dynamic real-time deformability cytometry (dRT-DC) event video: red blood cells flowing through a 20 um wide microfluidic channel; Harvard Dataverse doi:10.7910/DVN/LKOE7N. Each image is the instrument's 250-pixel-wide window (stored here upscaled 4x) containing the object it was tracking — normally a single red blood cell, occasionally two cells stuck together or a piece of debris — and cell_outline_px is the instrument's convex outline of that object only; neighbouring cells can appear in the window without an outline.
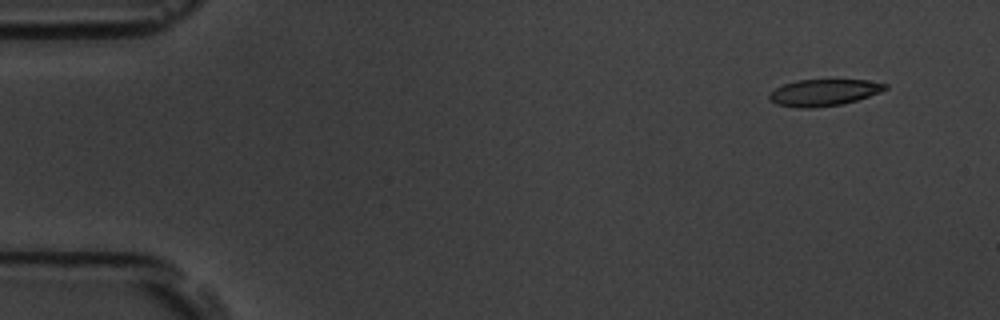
{"species": "common noctule bat (a hibernating species)", "species_latin": "Nyctalus noctula", "temperature_condition": "room temperature", "stored_images_in_passage": 16, "camera_frame_rate_fps": 3000, "um_per_image_px": 0.085, "animal": {"sex": "male", "body_mass_g": 19.5, "forearm_length_mm": 54.6}, "frame": {"image": 1, "passage_image": 2, "time_ms": 1.0, "image_size_px": [1000, 320], "cell_outline_px": [[888, 88], [880, 92], [844, 104], [812, 108], [800, 108], [776, 104], [768, 96], [768, 92], [784, 84], [796, 80], [868, 80], [888, 84]], "centroid_in_image_um": [70.02, 7.86], "position_along_channel_um": 15.0, "area_um2": 17.98}}
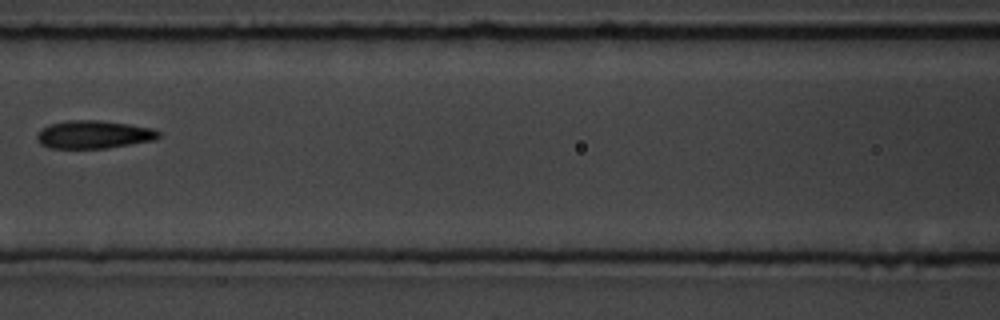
{"frame": {"image": 2, "passage_image": 8, "time_ms": 8.0, "image_size_px": [1000, 320], "cell_outline_px": [[160, 136], [156, 140], [108, 148], [48, 148], [40, 144], [36, 140], [36, 136], [40, 128], [48, 124], [68, 120], [100, 120], [128, 124], [152, 128], [160, 132]], "centroid_in_image_um": [7.93, 11.43], "position_along_channel_um": 158.7, "area_um2": 20.11}}
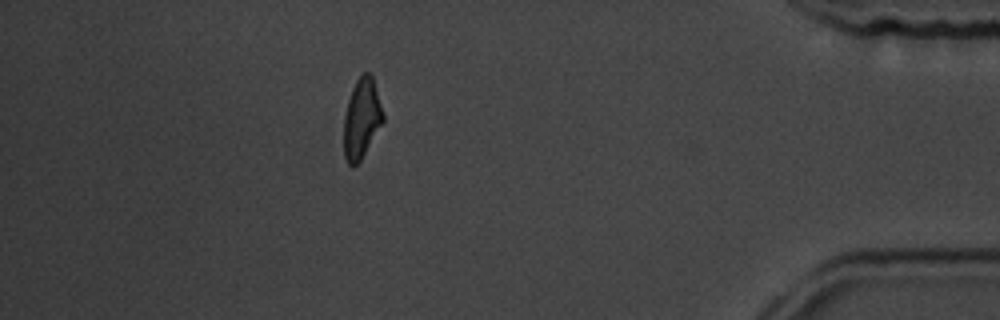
{"frame": {"image": 3, "passage_image": 15, "time_ms": 16.0, "image_size_px": [1000, 320], "cell_outline_px": [[384, 120], [360, 160], [352, 168], [348, 164], [344, 156], [344, 116], [348, 100], [352, 88], [356, 80], [364, 72], [368, 72], [372, 76], [384, 116]], "centroid_in_image_um": [30.72, 10.08], "position_along_channel_um": 404.5, "area_um2": 17.98}, "authors_computed_cell_mechanics": {"area_um2": 19.0162, "velocity_mm_per_s": 3.6538, "shape_relaxation_time_tau1_ms": 2.2831, "shape_relaxation_time_tau2_ms": null, "deformation_change_tau1": 0.1108, "deformation_change_tau2": null}}